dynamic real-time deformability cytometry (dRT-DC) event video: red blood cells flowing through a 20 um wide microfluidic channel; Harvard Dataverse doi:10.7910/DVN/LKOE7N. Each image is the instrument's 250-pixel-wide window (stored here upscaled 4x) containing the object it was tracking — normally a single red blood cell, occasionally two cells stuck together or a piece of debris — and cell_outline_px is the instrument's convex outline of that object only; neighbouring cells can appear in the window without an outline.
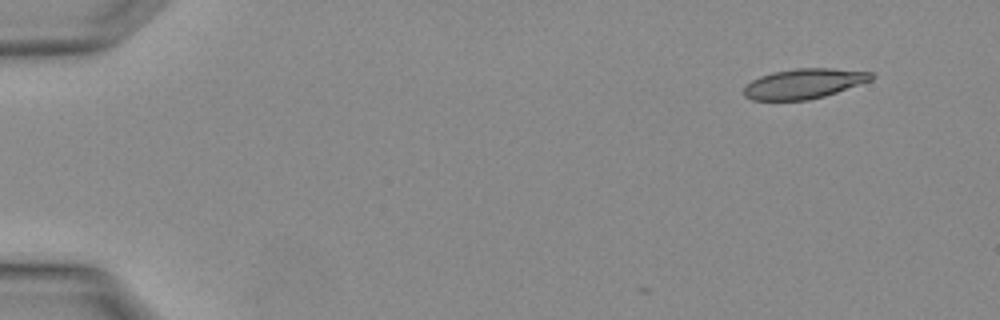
{"species": "Egyptian fruit bat (a non-hibernating species)", "species_latin": "Rousettus aegyptiacus", "temperature_condition": "warm", "stored_images_in_passage": 3, "segment_of_instrument_passage": [2, 2], "camera_frame_rate_fps": 3000, "um_per_image_px": 0.085, "animal": {"sex": "female"}, "frame": {"image": 1, "passage_image": 3, "time_ms": 0.667, "image_size_px": [1000, 320], "cell_outline_px": [[876, 76], [872, 80], [824, 96], [808, 100], [752, 100], [744, 96], [744, 88], [752, 80], [760, 76], [772, 72], [796, 68], [832, 68], [872, 72]], "centroid_in_image_um": [68.34, 7.1], "position_along_channel_um": 16.7, "area_um2": 22.25}}